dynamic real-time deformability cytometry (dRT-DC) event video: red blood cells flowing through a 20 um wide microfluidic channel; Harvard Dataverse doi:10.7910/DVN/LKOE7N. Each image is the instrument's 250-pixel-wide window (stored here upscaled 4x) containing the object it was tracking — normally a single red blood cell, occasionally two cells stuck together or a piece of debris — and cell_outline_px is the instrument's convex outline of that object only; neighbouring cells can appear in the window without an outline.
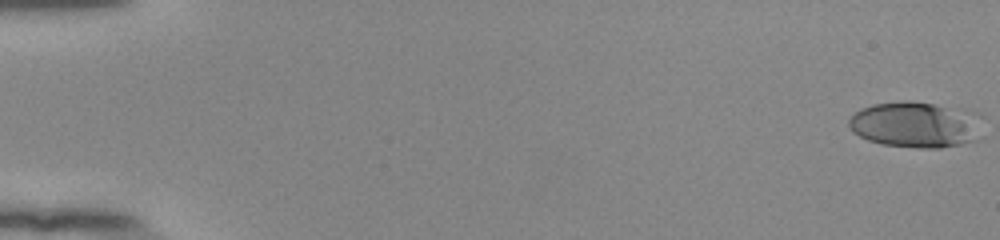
{"species": "human", "species_latin": "Homo sapiens", "temperature_condition": "room temperature", "stored_images_in_passage": 55, "camera_frame_rate_fps": 3000, "um_per_image_px": 0.085, "donor": {"sex": "female"}, "frame": {"image": 1, "passage_image": 1, "time_ms": 0.0, "image_size_px": [1000, 240], "cell_outline_px": [[984, 116], [976, 140], [960, 144], [940, 148], [916, 148], [884, 144], [868, 140], [852, 132], [848, 124], [848, 120], [860, 108], [872, 104], [908, 100], [912, 100], [936, 104], [980, 112]], "centroid_in_image_um": [77.87, 10.57], "position_along_channel_um": 7.1, "area_um2": 36.36}}
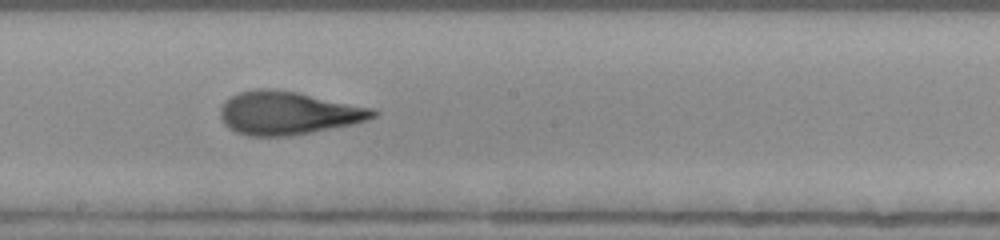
{"frame": {"image": 2, "passage_image": 32, "time_ms": 10.333, "image_size_px": [1000, 240], "cell_outline_px": [[380, 112], [376, 116], [368, 120], [352, 124], [312, 132], [288, 136], [248, 136], [236, 132], [228, 128], [224, 124], [220, 116], [220, 108], [224, 100], [240, 92], [256, 88], [268, 88], [296, 92], [372, 108]], "centroid_in_image_um": [24.45, 9.61], "position_along_channel_um": 223.7, "area_um2": 38.38}}
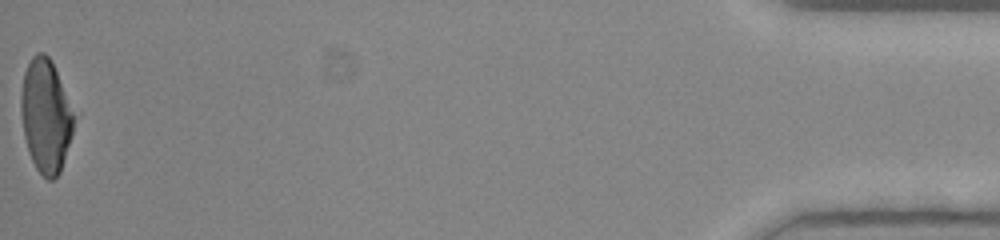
{"frame": {"image": 3, "passage_image": 55, "time_ms": 18.0, "image_size_px": [1000, 240], "cell_outline_px": [[72, 136], [60, 172], [52, 180], [48, 180], [36, 168], [28, 152], [24, 136], [20, 112], [20, 96], [24, 72], [32, 56], [36, 52], [44, 52], [52, 60], [72, 112]], "centroid_in_image_um": [3.84, 9.84], "position_along_channel_um": 431.4, "area_um2": 34.45}, "authors_computed_cell_mechanics": {"area_um2": 36.8186, "velocity_mm_per_s": 3.8878, "shape_relaxation_time_tau1_ms": 5.1826, "shape_relaxation_time_tau2_ms": 1.2828, "deformation_change_tau1": 0.232, "deformation_change_tau2": 0.1031}}